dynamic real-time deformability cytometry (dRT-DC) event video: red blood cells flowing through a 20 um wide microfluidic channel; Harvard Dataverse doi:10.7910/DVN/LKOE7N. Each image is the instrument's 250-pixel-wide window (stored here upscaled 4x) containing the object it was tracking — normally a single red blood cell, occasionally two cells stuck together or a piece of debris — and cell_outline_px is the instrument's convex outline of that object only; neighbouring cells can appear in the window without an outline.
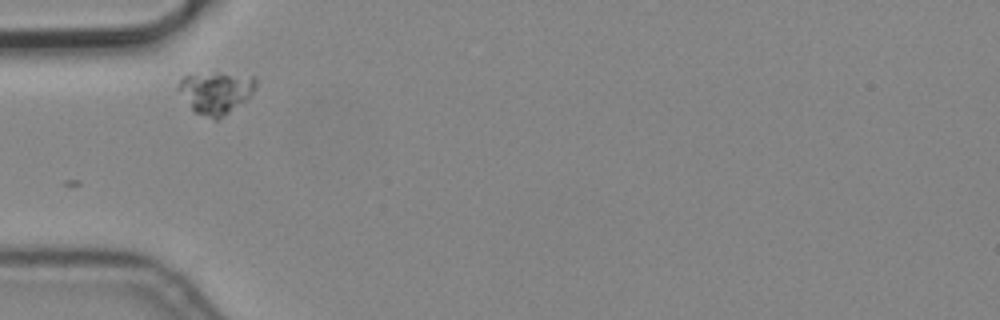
{"species": "common noctule bat (a hibernating species)", "species_latin": "Nyctalus noctula", "temperature_condition": "cold", "stored_images_in_passage": 5, "camera_frame_rate_fps": 3000, "um_per_image_px": 0.085, "animal": {"sex": "male", "body_mass_g": 19.2, "forearm_length_mm": 51.8}, "frame": {"image": 1, "passage_image": 1, "time_ms": 0.0, "image_size_px": [1000, 320], "cell_outline_px": [[256, 88], [244, 100], [228, 112], [216, 120], [212, 120], [196, 112], [192, 108], [176, 88], [180, 80], [184, 76], [216, 72], [220, 72], [256, 76]], "centroid_in_image_um": [18.35, 7.83], "position_along_channel_um": 66.7, "area_um2": 18.73}}
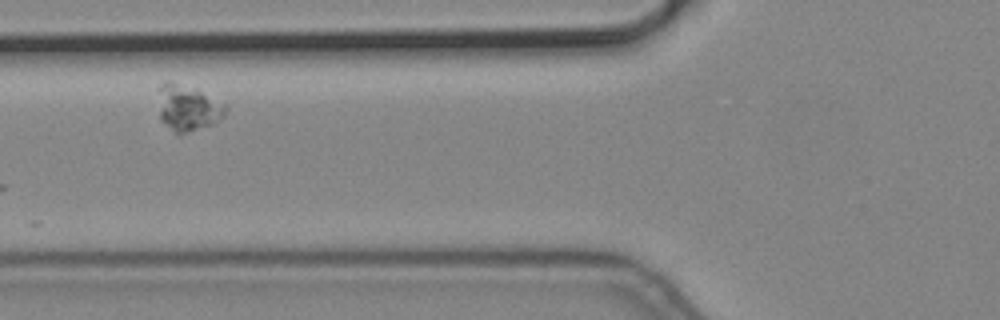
{"frame": {"image": 2, "passage_image": 2, "time_ms": 0.333, "image_size_px": [1000, 320], "cell_outline_px": [[224, 116], [212, 124], [188, 132], [176, 132], [160, 120], [156, 88], [160, 84], [168, 80], [172, 80], [196, 88], [224, 104]], "centroid_in_image_um": [15.88, 9.1], "position_along_channel_um": 109.9, "area_um2": 18.09}}
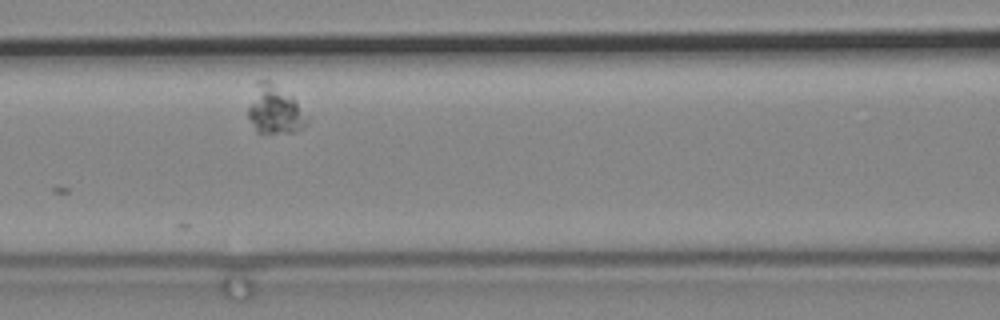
{"frame": {"image": 3, "passage_image": 3, "time_ms": 0.667, "image_size_px": [1000, 320], "cell_outline_px": [[308, 124], [304, 128], [296, 132], [256, 132], [248, 116], [248, 108], [256, 80], [268, 80], [292, 96], [308, 116]], "centroid_in_image_um": [23.37, 9.33], "position_along_channel_um": 143.2, "area_um2": 16.59}}